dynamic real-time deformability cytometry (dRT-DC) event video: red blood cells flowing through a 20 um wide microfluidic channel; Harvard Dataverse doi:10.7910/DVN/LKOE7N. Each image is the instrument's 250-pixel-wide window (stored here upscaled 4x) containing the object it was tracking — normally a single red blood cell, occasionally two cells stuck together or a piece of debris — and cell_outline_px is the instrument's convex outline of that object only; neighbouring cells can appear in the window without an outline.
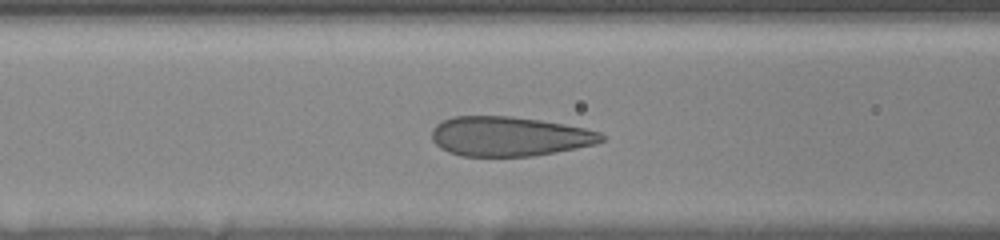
{"species": "human", "species_latin": "Homo sapiens", "temperature_condition": "room temperature", "stored_images_in_passage": 36, "camera_frame_rate_fps": 3000, "um_per_image_px": 0.085, "donor": {"sex": "female"}, "frame": {"image": 1, "passage_image": 13, "time_ms": 4.333, "image_size_px": [1000, 240], "cell_outline_px": [[604, 140], [596, 144], [576, 148], [532, 156], [460, 156], [448, 152], [440, 148], [432, 140], [432, 128], [436, 124], [452, 116], [512, 116], [540, 120], [564, 124], [584, 128], [600, 132], [604, 136]], "centroid_in_image_um": [43.26, 11.59], "position_along_channel_um": 123.3, "area_um2": 39.19}}
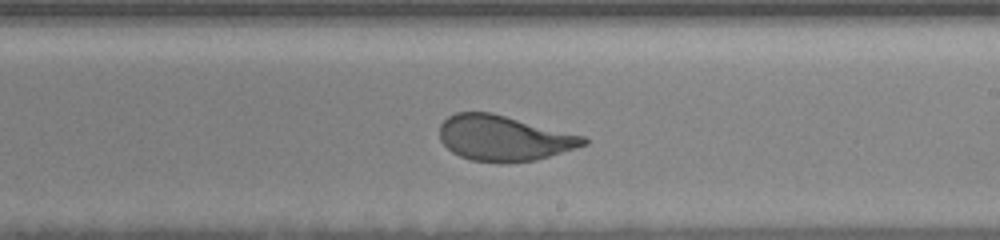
{"frame": {"image": 2, "passage_image": 23, "time_ms": 7.667, "image_size_px": [1000, 240], "cell_outline_px": [[588, 144], [536, 160], [472, 160], [460, 156], [452, 152], [440, 140], [440, 124], [448, 116], [456, 112], [492, 112], [584, 136], [588, 140]], "centroid_in_image_um": [42.81, 11.7], "position_along_channel_um": 246.2, "area_um2": 37.28}}
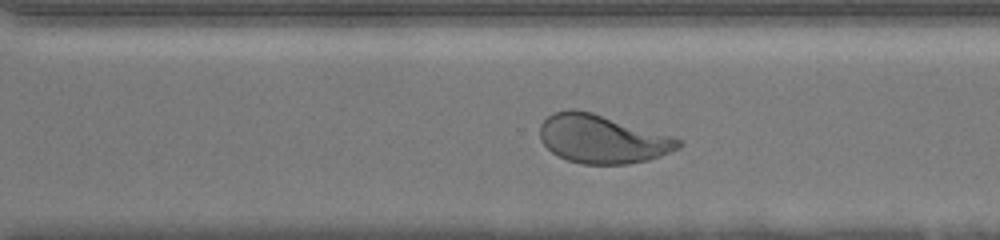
{"frame": {"image": 3, "passage_image": 28, "time_ms": 9.667, "image_size_px": [1000, 240], "cell_outline_px": [[684, 144], [660, 156], [648, 160], [628, 164], [580, 164], [568, 160], [552, 152], [540, 140], [540, 124], [552, 112], [568, 108], [572, 108], [592, 112], [680, 140]], "centroid_in_image_um": [51.1, 11.81], "position_along_channel_um": 319.5, "area_um2": 38.55}, "authors_computed_cell_mechanics": {"area_um2": 39.8242, "velocity_mm_per_s": 3.6854, "shape_relaxation_time_tau1_ms": 4.4016, "shape_relaxation_time_tau2_ms": null, "deformation_change_tau1": 0.1601, "deformation_change_tau2": null}}